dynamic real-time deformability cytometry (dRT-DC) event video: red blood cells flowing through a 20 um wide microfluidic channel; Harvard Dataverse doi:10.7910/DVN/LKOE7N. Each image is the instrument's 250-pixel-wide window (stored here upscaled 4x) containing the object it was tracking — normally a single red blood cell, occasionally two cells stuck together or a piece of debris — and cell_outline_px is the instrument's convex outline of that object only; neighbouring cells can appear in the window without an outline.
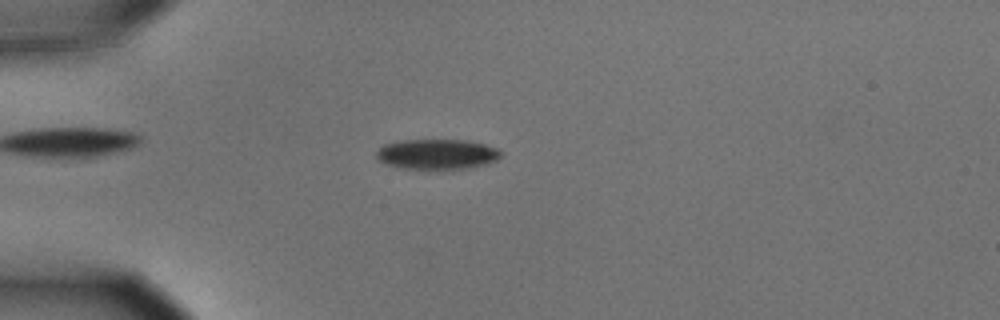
{"species": "common noctule bat (a hibernating species)", "species_latin": "Nyctalus noctula", "temperature_condition": "cold", "stored_images_in_passage": 56, "camera_frame_rate_fps": 3000, "um_per_image_px": 0.085, "animal": {"sex": "male", "body_mass_g": 15.6}, "frame": {"image": 1, "passage_image": 15, "time_ms": 4.667, "image_size_px": [1000, 320], "cell_outline_px": [[504, 152], [496, 160], [488, 164], [472, 168], [440, 172], [428, 172], [400, 168], [376, 160], [376, 152], [384, 144], [400, 140], [468, 140], [484, 144], [496, 148]], "centroid_in_image_um": [37.15, 13.16], "position_along_channel_um": 47.8, "area_um2": 23.12}}
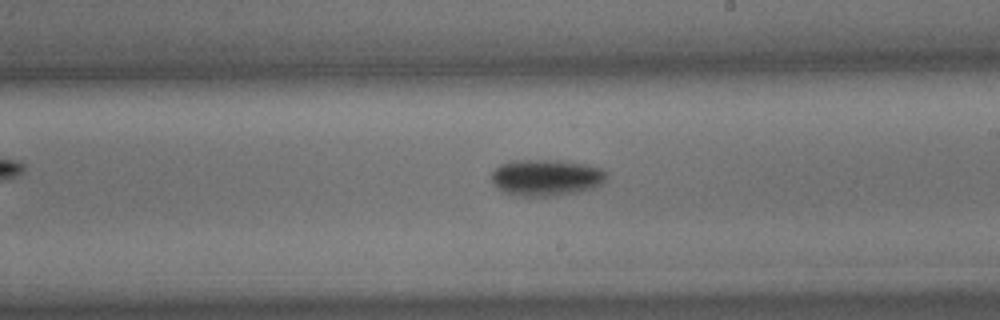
{"frame": {"image": 2, "passage_image": 33, "time_ms": 10.667, "image_size_px": [1000, 320], "cell_outline_px": [[608, 176], [596, 188], [580, 192], [556, 196], [516, 196], [504, 192], [496, 188], [492, 184], [492, 172], [500, 164], [512, 160], [560, 160], [588, 164], [604, 168], [608, 172]], "centroid_in_image_um": [46.46, 15.09], "position_along_channel_um": 242.5, "area_um2": 25.09}}
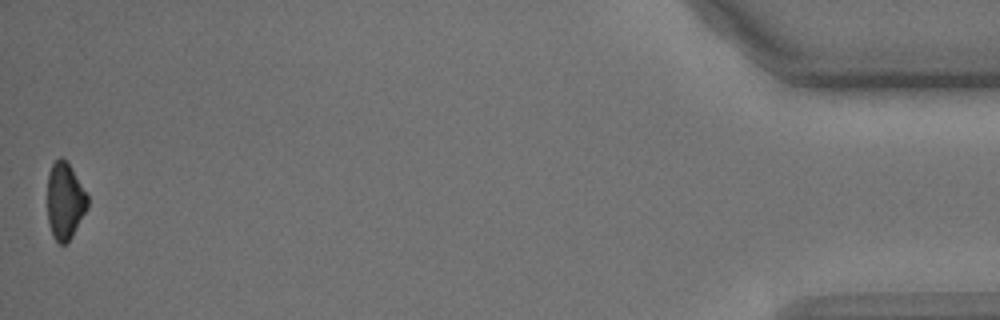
{"frame": {"image": 3, "passage_image": 56, "time_ms": 18.333, "image_size_px": [1000, 320], "cell_outline_px": [[88, 208], [72, 236], [64, 244], [60, 244], [52, 236], [48, 224], [48, 172], [52, 164], [60, 156], [68, 160], [88, 196]], "centroid_in_image_um": [5.52, 17.05], "position_along_channel_um": 429.7, "area_um2": 18.15}, "authors_computed_cell_mechanics": {"area_um2": 21.1548, "velocity_mm_per_s": 3.5563, "shape_relaxation_time_tau1_ms": 2.4856, "shape_relaxation_time_tau2_ms": null, "deformation_change_tau1": 0.1012, "deformation_change_tau2": null}}